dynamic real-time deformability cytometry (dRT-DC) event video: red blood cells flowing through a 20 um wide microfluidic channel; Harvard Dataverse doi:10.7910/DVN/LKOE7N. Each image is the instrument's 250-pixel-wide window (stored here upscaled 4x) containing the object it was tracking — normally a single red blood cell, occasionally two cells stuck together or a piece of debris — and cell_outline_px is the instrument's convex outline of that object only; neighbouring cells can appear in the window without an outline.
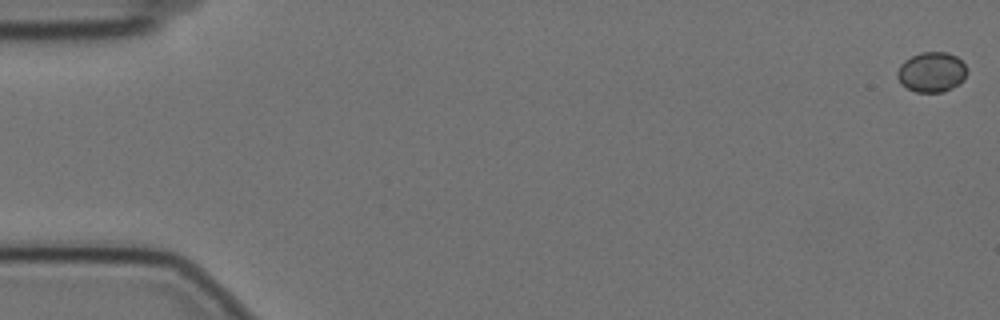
{"species": "Egyptian fruit bat (a non-hibernating species)", "species_latin": "Rousettus aegyptiacus", "temperature_condition": "cold", "stored_images_in_passage": 59, "camera_frame_rate_fps": 3000, "um_per_image_px": 0.085, "animal": {"sex": "female"}, "frame": {"image": 1, "passage_image": 1, "time_ms": 0.0, "image_size_px": [1000, 320], "cell_outline_px": [[968, 72], [964, 80], [960, 84], [944, 92], [916, 92], [900, 84], [896, 76], [896, 72], [900, 64], [904, 60], [920, 52], [948, 52], [956, 56], [964, 64]], "centroid_in_image_um": [79.18, 6.13], "position_along_channel_um": 5.8, "area_um2": 16.53}}
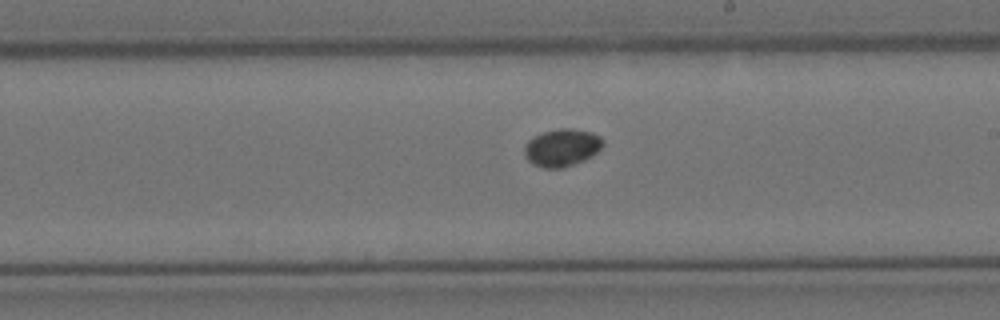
{"frame": {"image": 2, "passage_image": 34, "time_ms": 11.0, "image_size_px": [1000, 320], "cell_outline_px": [[604, 144], [592, 156], [584, 160], [560, 168], [544, 168], [532, 164], [528, 160], [524, 152], [524, 144], [528, 140], [544, 132], [560, 128], [572, 128], [592, 132], [600, 136], [604, 140]], "centroid_in_image_um": [47.77, 12.54], "position_along_channel_um": 241.2, "area_um2": 17.11}}
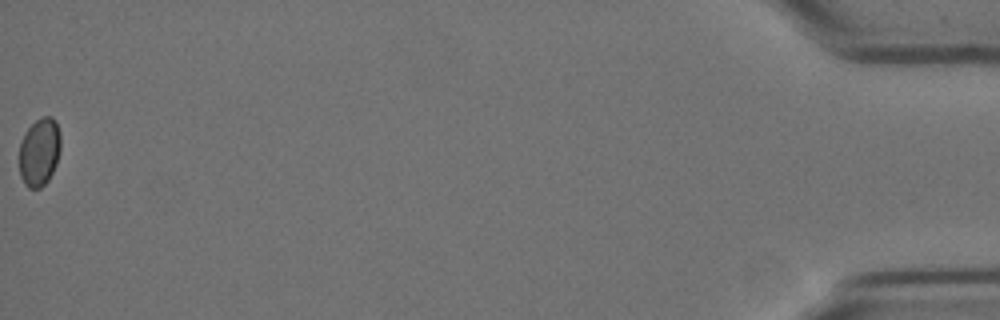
{"frame": {"image": 3, "passage_image": 59, "time_ms": 19.333, "image_size_px": [1000, 320], "cell_outline_px": [[60, 148], [56, 164], [48, 180], [40, 188], [28, 188], [24, 184], [20, 176], [20, 144], [24, 132], [40, 116], [52, 116], [60, 132]], "centroid_in_image_um": [3.34, 12.91], "position_along_channel_um": 431.9, "area_um2": 16.42}}